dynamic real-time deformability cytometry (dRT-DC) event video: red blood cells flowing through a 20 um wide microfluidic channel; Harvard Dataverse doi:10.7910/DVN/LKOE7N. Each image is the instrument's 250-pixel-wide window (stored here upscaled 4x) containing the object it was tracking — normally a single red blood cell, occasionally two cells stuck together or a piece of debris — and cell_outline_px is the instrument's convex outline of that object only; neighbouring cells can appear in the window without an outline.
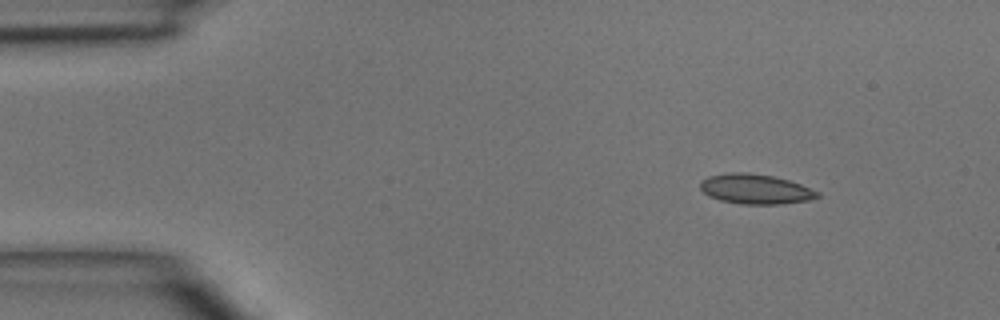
{"species": "common noctule bat (a hibernating species)", "species_latin": "Nyctalus noctula", "temperature_condition": "room temperature", "stored_images_in_passage": 3, "camera_frame_rate_fps": 3000, "um_per_image_px": 0.085, "animal": {"sex": "male", "body_mass_g": 15.6}, "frame": {"image": 1, "passage_image": 1, "time_ms": 0.0, "image_size_px": [1000, 320], "cell_outline_px": [[820, 196], [808, 200], [780, 204], [740, 204], [720, 200], [708, 196], [700, 188], [700, 180], [708, 176], [728, 172], [748, 172], [772, 176], [788, 180], [800, 184], [820, 192]], "centroid_in_image_um": [64.18, 16.06], "position_along_channel_um": 20.8, "area_um2": 20.46}}